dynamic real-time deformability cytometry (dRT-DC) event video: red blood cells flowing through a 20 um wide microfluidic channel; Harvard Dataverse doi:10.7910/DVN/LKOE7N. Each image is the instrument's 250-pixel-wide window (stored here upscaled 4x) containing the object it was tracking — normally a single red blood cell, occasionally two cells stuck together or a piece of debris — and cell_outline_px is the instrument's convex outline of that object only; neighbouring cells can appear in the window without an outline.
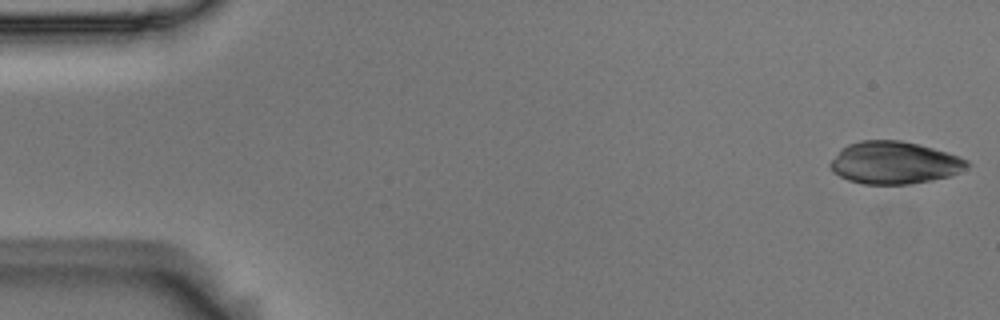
{"species": "Egyptian fruit bat (a non-hibernating species)", "species_latin": "Rousettus aegyptiacus", "temperature_condition": "room temperature", "stored_images_in_passage": 51, "camera_frame_rate_fps": 3000, "um_per_image_px": 0.085, "animal": {"sex": "male"}, "frame": {"image": 1, "passage_image": 1, "time_ms": 0.0, "image_size_px": [1000, 320], "cell_outline_px": [[972, 164], [948, 176], [932, 180], [908, 184], [864, 184], [848, 180], [832, 172], [828, 164], [840, 148], [848, 144], [860, 140], [900, 140], [920, 144], [948, 152], [960, 156], [968, 160]], "centroid_in_image_um": [75.99, 13.82], "position_along_channel_um": 9.0, "area_um2": 33.99}}
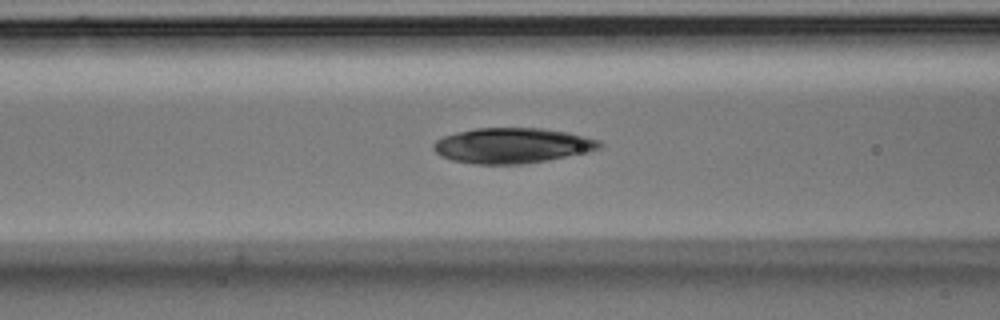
{"frame": {"image": 2, "passage_image": 21, "time_ms": 6.667, "image_size_px": [1000, 320], "cell_outline_px": [[604, 144], [600, 148], [588, 152], [548, 160], [520, 164], [476, 164], [452, 160], [440, 156], [432, 148], [432, 144], [436, 140], [444, 136], [476, 128], [540, 128], [568, 132], [600, 140]], "centroid_in_image_um": [43.55, 12.37], "position_along_channel_um": 123.0, "area_um2": 34.16}}
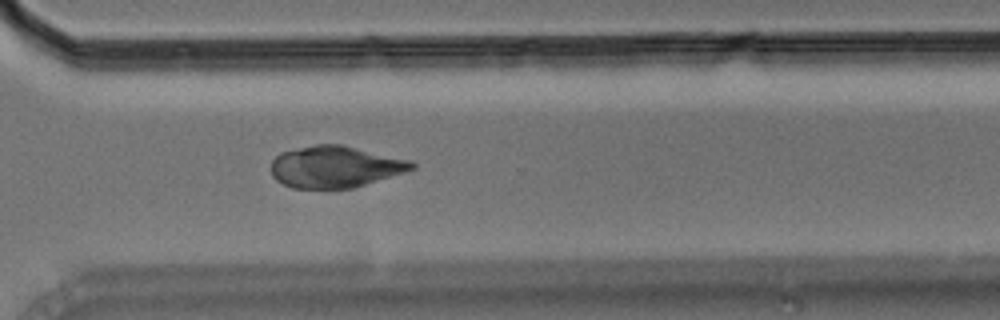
{"frame": {"image": 3, "passage_image": 39, "time_ms": 12.667, "image_size_px": [1000, 320], "cell_outline_px": [[416, 168], [404, 172], [352, 188], [292, 188], [276, 180], [272, 176], [272, 160], [280, 152], [316, 144], [340, 144], [412, 160], [416, 164]], "centroid_in_image_um": [28.49, 14.17], "position_along_channel_um": 342.1, "area_um2": 34.04}}